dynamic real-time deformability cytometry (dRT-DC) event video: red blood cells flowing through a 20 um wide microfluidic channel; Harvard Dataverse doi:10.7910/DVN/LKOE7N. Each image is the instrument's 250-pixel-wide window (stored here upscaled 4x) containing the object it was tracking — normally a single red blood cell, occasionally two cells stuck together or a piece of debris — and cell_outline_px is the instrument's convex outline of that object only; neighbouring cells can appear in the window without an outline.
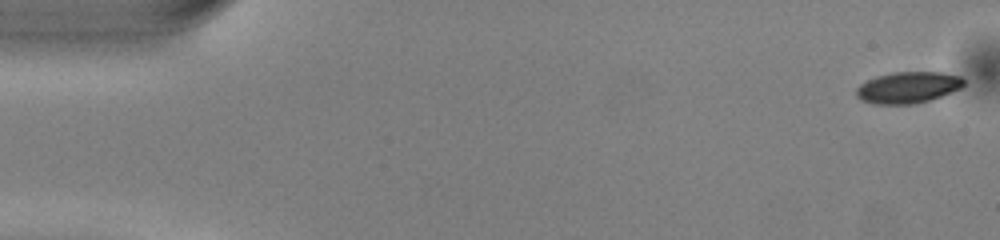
{"species": "common noctule bat (a hibernating species)", "species_latin": "Nyctalus noctula", "temperature_condition": "warm", "stored_images_in_passage": 51, "camera_frame_rate_fps": 3000, "um_per_image_px": 0.085, "animal": {"sex": "male", "body_mass_g": 13.0, "forearm_length_mm": 53.1}, "frame": {"image": 1, "passage_image": 1, "time_ms": 0.0, "image_size_px": [1000, 240], "cell_outline_px": [[964, 84], [960, 88], [940, 96], [916, 104], [872, 104], [860, 100], [856, 96], [856, 88], [860, 84], [876, 76], [892, 72], [940, 72], [960, 76], [964, 80]], "centroid_in_image_um": [77.13, 7.44], "position_along_channel_um": 7.9, "area_um2": 19.65}}
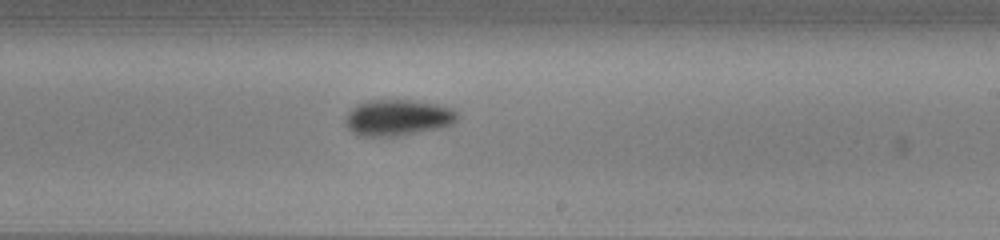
{"frame": {"image": 2, "passage_image": 30, "time_ms": 9.667, "image_size_px": [1000, 240], "cell_outline_px": [[460, 116], [452, 124], [444, 128], [400, 136], [360, 136], [352, 132], [348, 128], [348, 112], [356, 104], [368, 100], [416, 100], [436, 104], [452, 108]], "centroid_in_image_um": [33.87, 10.0], "position_along_channel_um": 255.1, "area_um2": 23.76}}
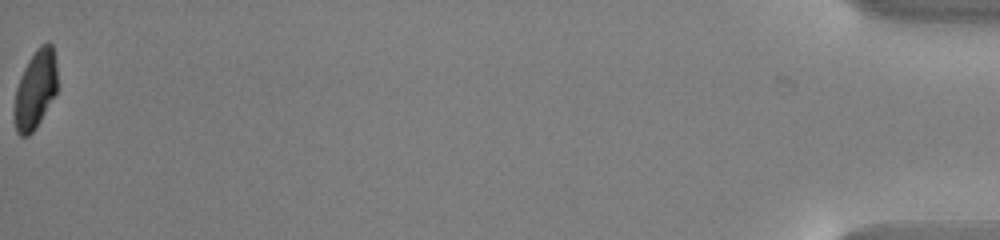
{"frame": {"image": 3, "passage_image": 51, "time_ms": 16.667, "image_size_px": [1000, 240], "cell_outline_px": [[56, 92], [36, 128], [28, 136], [20, 136], [16, 132], [12, 116], [12, 112], [16, 88], [24, 68], [28, 60], [36, 48], [40, 44], [48, 40], [52, 44], [56, 60]], "centroid_in_image_um": [2.97, 7.61], "position_along_channel_um": 432.2, "area_um2": 20.0}, "authors_computed_cell_mechanics": {"area_um2": 21.5016, "velocity_mm_per_s": 4.0459, "shape_relaxation_time_tau1_ms": 3.2752, "shape_relaxation_time_tau2_ms": 8.4563, "deformation_change_tau1": 0.1311, "deformation_change_tau2": 0.1397}}